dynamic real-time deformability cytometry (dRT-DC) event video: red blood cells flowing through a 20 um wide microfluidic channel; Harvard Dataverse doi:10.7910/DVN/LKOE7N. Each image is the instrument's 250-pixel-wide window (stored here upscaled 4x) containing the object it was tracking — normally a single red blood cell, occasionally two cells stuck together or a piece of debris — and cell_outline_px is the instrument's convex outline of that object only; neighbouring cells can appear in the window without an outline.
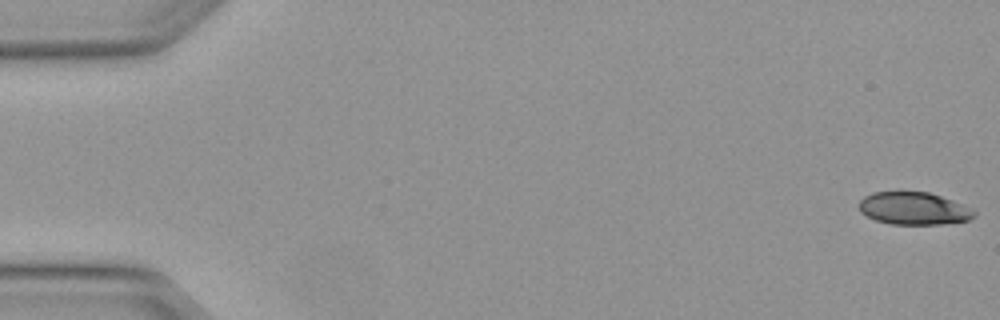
{"species": "Egyptian fruit bat (a non-hibernating species)", "species_latin": "Rousettus aegyptiacus", "temperature_condition": "warm", "stored_images_in_passage": 5, "camera_frame_rate_fps": 3000, "um_per_image_px": 0.085, "animal": {"sex": "female"}, "frame": {"image": 1, "passage_image": 1, "time_ms": 0.0, "image_size_px": [1000, 320], "cell_outline_px": [[976, 216], [968, 220], [944, 224], [892, 224], [876, 220], [860, 212], [860, 200], [864, 196], [872, 192], [928, 192], [952, 200], [976, 212]], "centroid_in_image_um": [77.65, 17.72], "position_along_channel_um": 7.3, "area_um2": 21.56}}
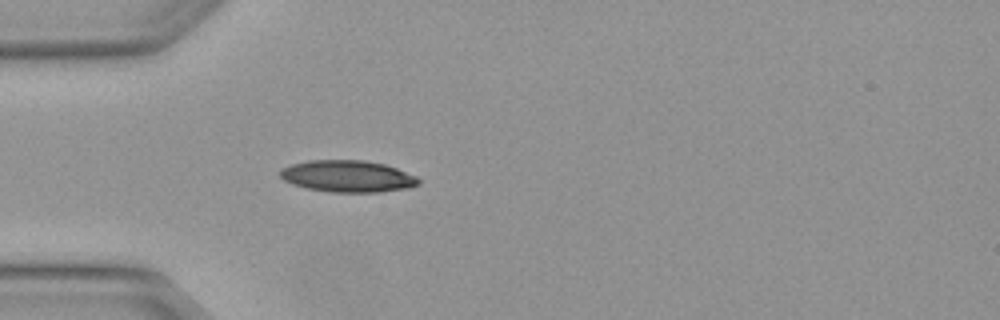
{"frame": {"image": 2, "passage_image": 5, "time_ms": 1.333, "image_size_px": [1000, 320], "cell_outline_px": [[420, 184], [408, 188], [380, 192], [332, 192], [308, 188], [292, 184], [284, 180], [280, 176], [280, 168], [292, 164], [308, 160], [364, 160], [384, 164], [396, 168], [416, 176], [420, 180]], "centroid_in_image_um": [29.55, 14.98], "position_along_channel_um": 55.5, "area_um2": 25.61}}